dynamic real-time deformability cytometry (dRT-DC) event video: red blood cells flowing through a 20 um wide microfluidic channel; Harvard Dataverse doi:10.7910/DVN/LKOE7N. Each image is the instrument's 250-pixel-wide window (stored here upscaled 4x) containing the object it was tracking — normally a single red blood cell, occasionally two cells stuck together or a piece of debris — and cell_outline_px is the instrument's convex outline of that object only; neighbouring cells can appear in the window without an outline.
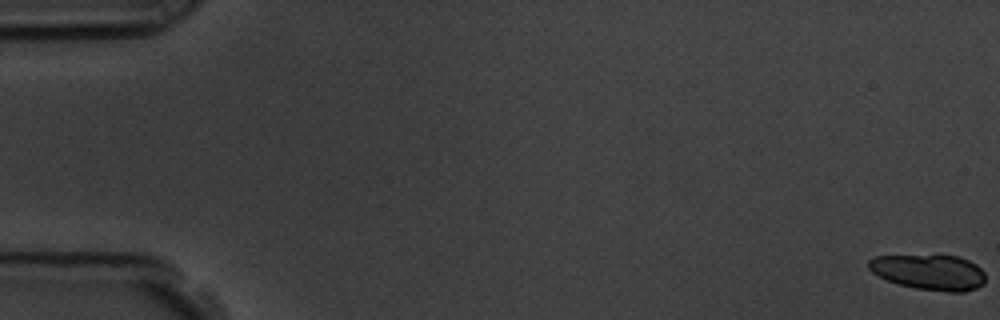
{"species": "common noctule bat (a hibernating species)", "species_latin": "Nyctalus noctula", "temperature_condition": "room temperature", "stored_images_in_passage": 59, "camera_frame_rate_fps": 3000, "um_per_image_px": 0.085, "animal": {"sex": "male", "body_mass_g": 19.5, "forearm_length_mm": 54.6}, "frame": {"image": 1, "passage_image": 1, "time_ms": 0.0, "image_size_px": [1000, 320], "cell_outline_px": [[984, 284], [976, 288], [964, 292], [948, 292], [916, 288], [900, 284], [888, 280], [872, 272], [868, 268], [868, 260], [872, 256], [960, 256], [976, 264], [984, 272]], "centroid_in_image_um": [79.0, 23.13], "position_along_channel_um": 6.0, "area_um2": 23.93}}
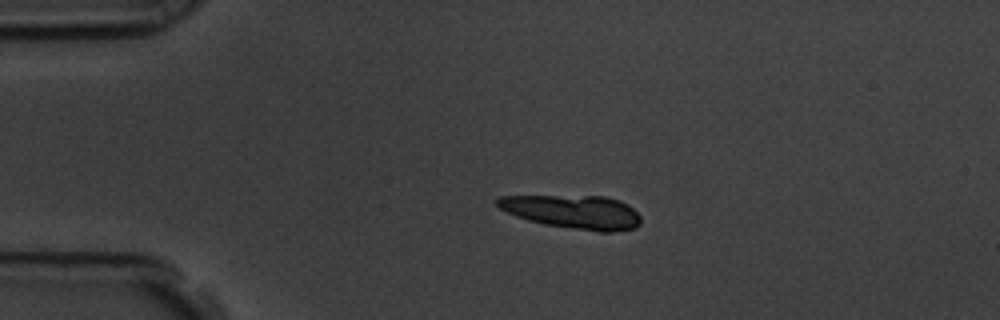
{"frame": {"image": 2, "passage_image": 14, "time_ms": 4.333, "image_size_px": [1000, 320], "cell_outline_px": [[640, 224], [636, 228], [612, 232], [600, 232], [544, 224], [528, 220], [516, 216], [500, 208], [496, 204], [496, 200], [500, 196], [604, 196], [620, 200], [628, 204], [640, 216]], "centroid_in_image_um": [48.75, 18.01], "position_along_channel_um": 36.3, "area_um2": 28.03}}